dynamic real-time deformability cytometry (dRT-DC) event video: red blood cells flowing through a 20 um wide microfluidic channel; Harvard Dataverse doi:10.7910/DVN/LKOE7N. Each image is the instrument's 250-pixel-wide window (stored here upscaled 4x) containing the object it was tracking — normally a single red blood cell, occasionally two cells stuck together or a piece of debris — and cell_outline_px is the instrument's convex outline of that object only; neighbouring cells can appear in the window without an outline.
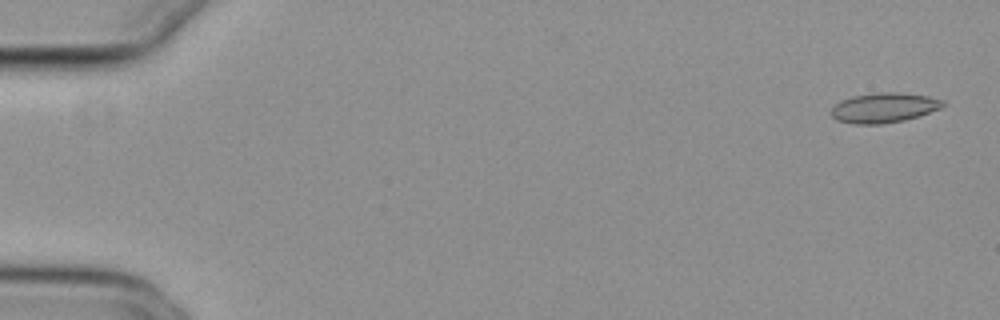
{"species": "common noctule bat (a hibernating species)", "species_latin": "Nyctalus noctula", "temperature_condition": "cold", "stored_images_in_passage": 9, "camera_frame_rate_fps": 3000, "um_per_image_px": 0.085, "animal": {"sex": "female", "body_mass_g": 29.2, "forearm_length_mm": 56.3}, "frame": {"image": 1, "passage_image": 2, "time_ms": 0.333, "image_size_px": [1000, 320], "cell_outline_px": [[944, 104], [940, 108], [920, 116], [904, 120], [880, 124], [852, 124], [836, 120], [828, 112], [840, 100], [852, 96], [876, 92], [896, 92], [928, 96], [944, 100]], "centroid_in_image_um": [75.1, 9.16], "position_along_channel_um": 9.9, "area_um2": 19.59}}